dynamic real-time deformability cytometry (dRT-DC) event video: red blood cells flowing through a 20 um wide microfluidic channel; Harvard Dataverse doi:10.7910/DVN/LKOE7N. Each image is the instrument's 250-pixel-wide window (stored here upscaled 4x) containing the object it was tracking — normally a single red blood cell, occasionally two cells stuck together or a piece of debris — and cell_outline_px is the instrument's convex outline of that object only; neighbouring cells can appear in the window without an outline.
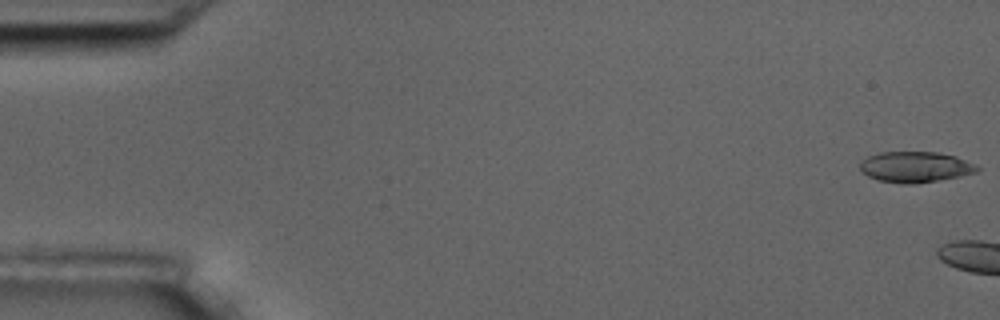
{"species": "common noctule bat (a hibernating species)", "species_latin": "Nyctalus noctula", "temperature_condition": "room temperature", "stored_images_in_passage": 10, "camera_frame_rate_fps": 3000, "um_per_image_px": 0.085, "animal": {"sex": "male", "body_mass_g": 17.5, "forearm_length_mm": 52.3}, "frame": {"image": 1, "passage_image": 1, "time_ms": 0.0, "image_size_px": [1000, 320], "cell_outline_px": [[980, 168], [976, 172], [960, 176], [940, 180], [912, 184], [904, 184], [876, 180], [868, 176], [860, 168], [860, 164], [868, 156], [880, 152], [936, 152], [956, 156], [976, 164]], "centroid_in_image_um": [77.82, 14.19], "position_along_channel_um": 7.2, "area_um2": 20.98}}
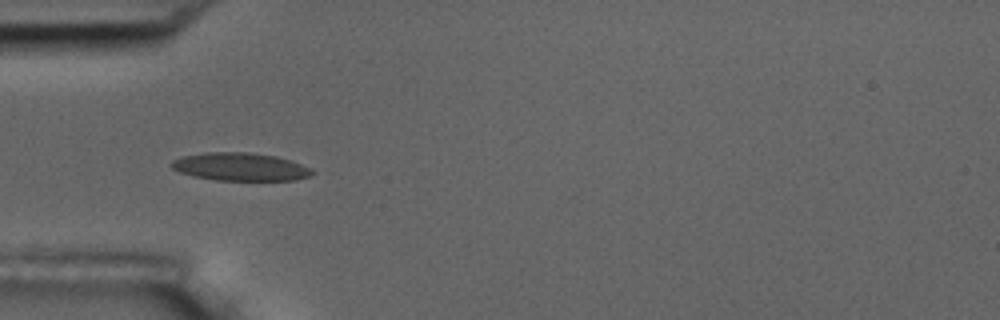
{"frame": {"image": 2, "passage_image": 7, "time_ms": 7.0, "image_size_px": [1000, 320], "cell_outline_px": [[316, 172], [312, 176], [292, 180], [216, 180], [192, 176], [180, 172], [172, 168], [172, 160], [184, 156], [204, 152], [248, 152], [276, 156], [292, 160], [312, 168]], "centroid_in_image_um": [20.48, 14.17], "position_along_channel_um": 64.5, "area_um2": 23.06}}
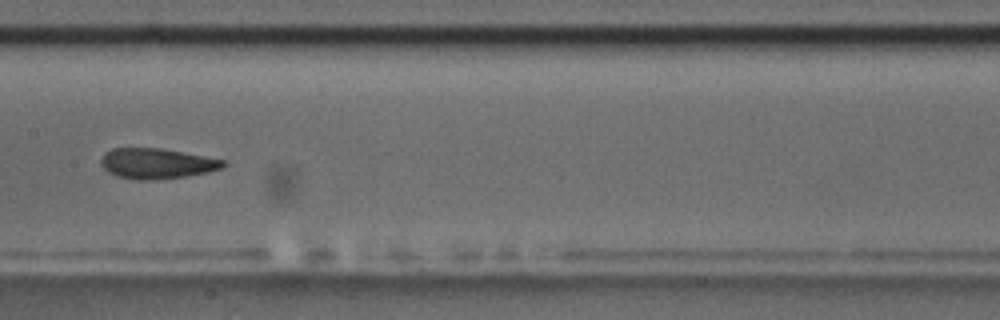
{"frame": {"image": 3, "passage_image": 10, "time_ms": 10.667, "image_size_px": [1000, 320], "cell_outline_px": [[228, 164], [220, 168], [208, 172], [184, 176], [148, 180], [136, 180], [116, 176], [108, 172], [100, 164], [100, 160], [104, 152], [112, 148], [164, 148], [224, 160]], "centroid_in_image_um": [13.28, 13.88], "position_along_channel_um": 194.1, "area_um2": 21.68}}